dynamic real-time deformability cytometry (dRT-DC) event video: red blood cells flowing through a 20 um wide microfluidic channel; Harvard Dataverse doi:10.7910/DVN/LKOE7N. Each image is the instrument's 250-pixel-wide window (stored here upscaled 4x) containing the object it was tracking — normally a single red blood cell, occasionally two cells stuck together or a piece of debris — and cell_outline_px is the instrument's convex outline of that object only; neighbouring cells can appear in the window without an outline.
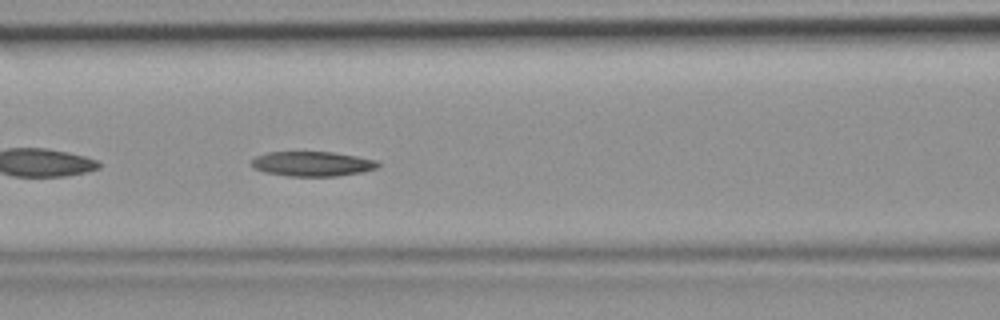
{"species": "common noctule bat (a hibernating species)", "species_latin": "Nyctalus noctula", "temperature_condition": "room temperature", "stored_images_in_passage": 46, "camera_frame_rate_fps": 3000, "um_per_image_px": 0.085, "animal": {"sex": "female", "body_mass_g": 19.9}, "frame": {"image": 1, "passage_image": 20, "time_ms": 6.333, "image_size_px": [1000, 320], "cell_outline_px": [[380, 164], [376, 168], [364, 172], [336, 176], [288, 176], [264, 172], [252, 168], [252, 160], [256, 156], [268, 152], [332, 152], [356, 156], [376, 160]], "centroid_in_image_um": [26.54, 13.93], "position_along_channel_um": 140.1, "area_um2": 18.26}}